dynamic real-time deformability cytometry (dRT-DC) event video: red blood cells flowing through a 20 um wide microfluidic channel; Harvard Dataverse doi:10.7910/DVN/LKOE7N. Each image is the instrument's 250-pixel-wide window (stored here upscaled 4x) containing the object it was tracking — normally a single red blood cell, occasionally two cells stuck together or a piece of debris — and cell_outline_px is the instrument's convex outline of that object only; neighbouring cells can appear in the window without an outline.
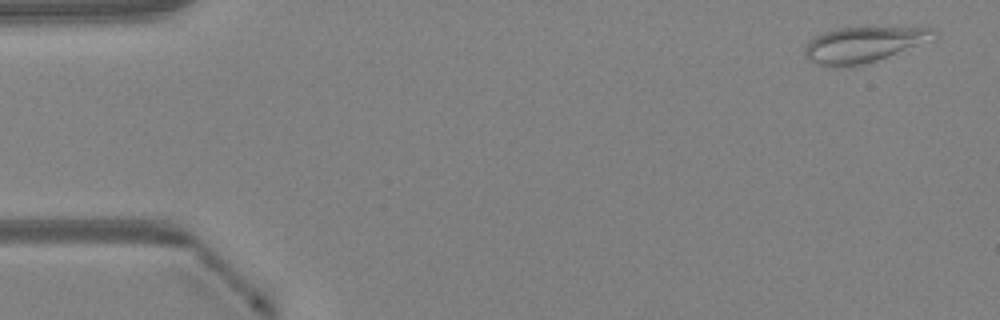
{"species": "Egyptian fruit bat (a non-hibernating species)", "species_latin": "Rousettus aegyptiacus", "temperature_condition": "warm", "stored_images_in_passage": 47, "camera_frame_rate_fps": 3000, "um_per_image_px": 0.085, "animal": {"sex": "female"}, "frame": {"image": 1, "passage_image": 2, "time_ms": 0.333, "image_size_px": [1000, 320], "cell_outline_px": [[936, 40], [856, 68], [828, 68], [816, 64], [804, 56], [804, 48], [808, 40], [812, 36], [832, 28], [860, 24], [864, 24], [936, 28]], "centroid_in_image_um": [73.43, 3.75], "position_along_channel_um": 11.6, "area_um2": 29.42}}
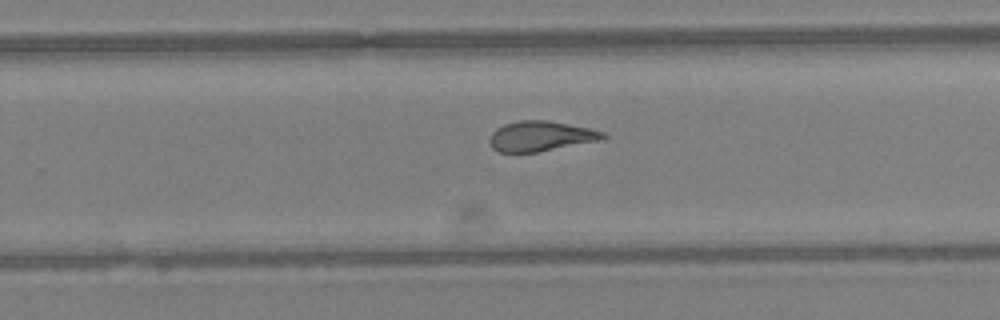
{"frame": {"image": 2, "passage_image": 30, "time_ms": 9.667, "image_size_px": [1000, 320], "cell_outline_px": [[608, 136], [604, 140], [536, 152], [500, 152], [492, 148], [488, 140], [492, 132], [496, 128], [504, 124], [520, 120], [548, 120], [592, 128], [604, 132]], "centroid_in_image_um": [46.0, 11.57], "position_along_channel_um": 283.8, "area_um2": 20.17}}
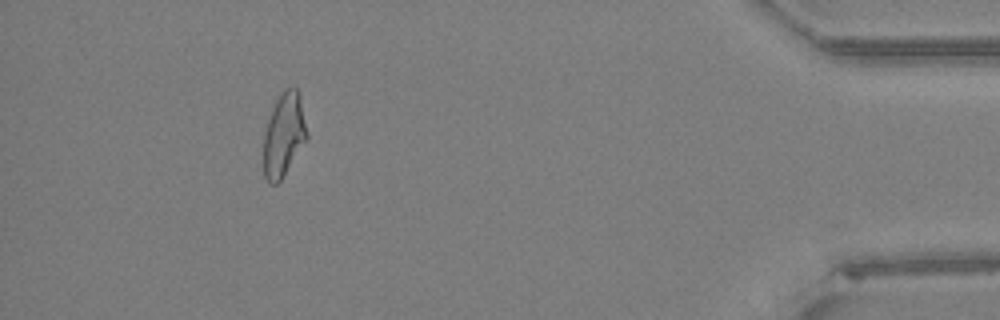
{"frame": {"image": 3, "passage_image": 43, "time_ms": 14.0, "image_size_px": [1000, 320], "cell_outline_px": [[308, 136], [280, 180], [276, 184], [268, 184], [264, 176], [264, 132], [272, 108], [276, 100], [284, 88], [292, 84], [300, 92], [308, 132]], "centroid_in_image_um": [24.13, 11.38], "position_along_channel_um": 411.1, "area_um2": 21.15}, "authors_computed_cell_mechanics": {"area_um2": 21.3282, "velocity_mm_per_s": 4.2867, "shape_relaxation_time_tau1_ms": null, "shape_relaxation_time_tau2_ms": 1.0635, "deformation_change_tau1": null, "deformation_change_tau2": 0.0854}}